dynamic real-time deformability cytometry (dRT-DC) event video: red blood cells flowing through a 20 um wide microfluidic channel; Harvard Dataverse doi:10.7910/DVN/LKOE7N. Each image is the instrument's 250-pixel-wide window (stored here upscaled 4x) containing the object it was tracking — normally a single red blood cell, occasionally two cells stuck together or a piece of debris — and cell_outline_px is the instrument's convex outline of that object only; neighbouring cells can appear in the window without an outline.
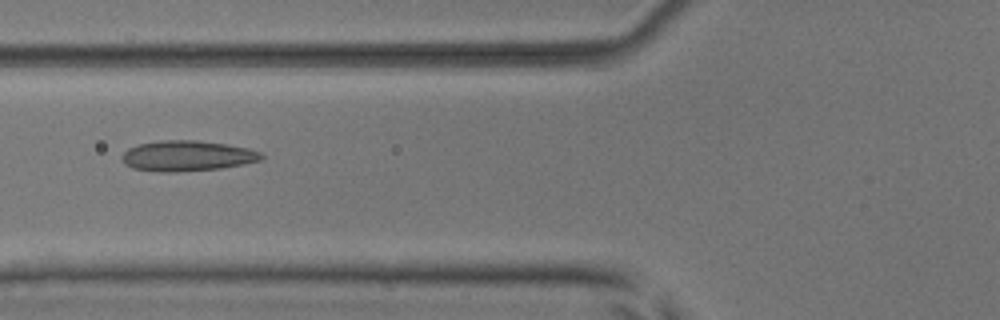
{"species": "common noctule bat (a hibernating species)", "species_latin": "Nyctalus noctula", "temperature_condition": "room temperature", "stored_images_in_passage": 6, "camera_frame_rate_fps": 3000, "um_per_image_px": 0.085, "animal": {"sex": "male", "body_mass_g": 17.9, "forearm_length_mm": 54.2}, "frame": {"image": 1, "passage_image": 5, "time_ms": 5.333, "image_size_px": [1000, 320], "cell_outline_px": [[264, 156], [260, 160], [244, 164], [220, 168], [176, 172], [160, 172], [132, 168], [124, 164], [120, 156], [128, 148], [140, 144], [160, 140], [196, 140], [228, 144], [248, 148], [260, 152]], "centroid_in_image_um": [15.89, 13.25], "position_along_channel_um": 109.9, "area_um2": 24.85}}
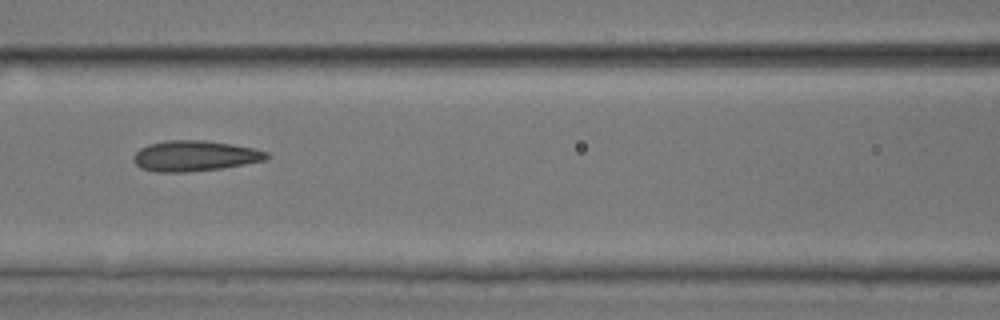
{"frame": {"image": 2, "passage_image": 6, "time_ms": 6.333, "image_size_px": [1000, 320], "cell_outline_px": [[268, 156], [264, 160], [244, 164], [220, 168], [188, 172], [156, 172], [140, 168], [132, 160], [132, 156], [140, 148], [148, 144], [164, 140], [204, 140], [232, 144], [252, 148], [268, 152]], "centroid_in_image_um": [16.48, 13.25], "position_along_channel_um": 150.1, "area_um2": 23.7}}